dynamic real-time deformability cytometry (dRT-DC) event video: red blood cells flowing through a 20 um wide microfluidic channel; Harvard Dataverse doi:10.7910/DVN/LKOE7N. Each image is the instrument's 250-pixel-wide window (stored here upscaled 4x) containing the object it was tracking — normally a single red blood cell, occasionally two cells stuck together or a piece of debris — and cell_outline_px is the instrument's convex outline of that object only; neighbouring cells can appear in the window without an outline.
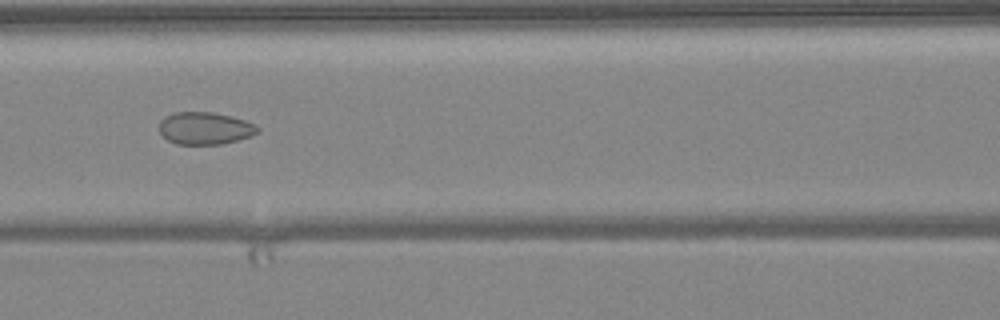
{"species": "common noctule bat (a hibernating species)", "species_latin": "Nyctalus noctula", "temperature_condition": "warm", "stored_images_in_passage": 49, "camera_frame_rate_fps": 3000, "um_per_image_px": 0.085, "animal": {"sex": "female", "body_mass_g": 24.6, "forearm_length_mm": 56.2}, "frame": {"image": 1, "passage_image": 20, "time_ms": 6.333, "image_size_px": [1000, 320], "cell_outline_px": [[260, 132], [252, 136], [220, 144], [176, 144], [168, 140], [160, 132], [160, 120], [164, 116], [176, 112], [212, 112], [244, 120], [260, 128]], "centroid_in_image_um": [17.41, 10.9], "position_along_channel_um": 149.2, "area_um2": 18.38}}
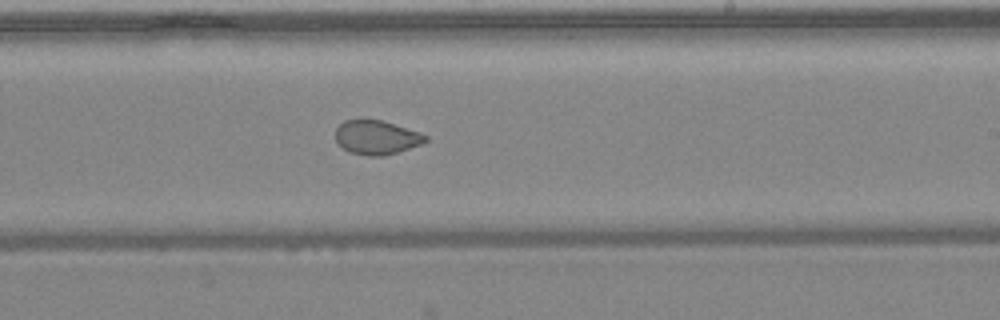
{"frame": {"image": 2, "passage_image": 28, "time_ms": 9.0, "image_size_px": [1000, 320], "cell_outline_px": [[428, 140], [420, 144], [384, 156], [368, 156], [348, 152], [336, 144], [336, 128], [344, 120], [380, 120], [420, 132], [428, 136]], "centroid_in_image_um": [31.97, 11.69], "position_along_channel_um": 257.0, "area_um2": 17.8}}
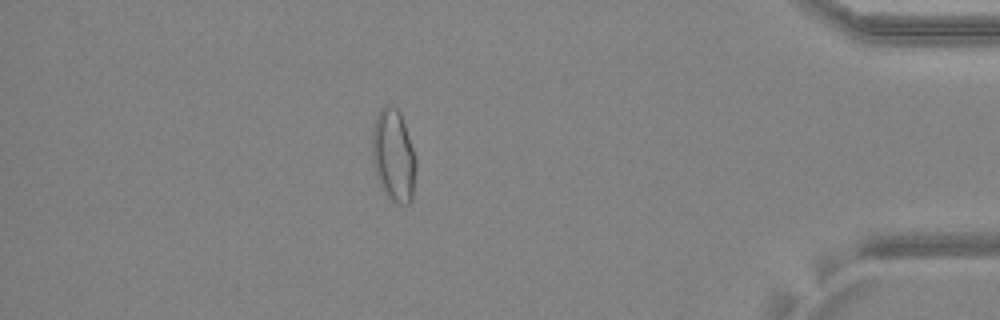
{"frame": {"image": 3, "passage_image": 42, "time_ms": 13.667, "image_size_px": [1000, 320], "cell_outline_px": [[416, 168], [412, 200], [408, 204], [400, 204], [392, 200], [384, 192], [376, 176], [372, 160], [372, 132], [376, 116], [380, 108], [384, 104], [388, 104], [396, 108], [400, 112], [416, 156]], "centroid_in_image_um": [33.45, 13.2], "position_along_channel_um": 401.8, "area_um2": 23.76}, "authors_computed_cell_mechanics": {"area_um2": 20.7502, "velocity_mm_per_s": 4.0595, "shape_relaxation_time_tau1_ms": null, "shape_relaxation_time_tau2_ms": 0.977, "deformation_change_tau1": null, "deformation_change_tau2": 0.0458}}